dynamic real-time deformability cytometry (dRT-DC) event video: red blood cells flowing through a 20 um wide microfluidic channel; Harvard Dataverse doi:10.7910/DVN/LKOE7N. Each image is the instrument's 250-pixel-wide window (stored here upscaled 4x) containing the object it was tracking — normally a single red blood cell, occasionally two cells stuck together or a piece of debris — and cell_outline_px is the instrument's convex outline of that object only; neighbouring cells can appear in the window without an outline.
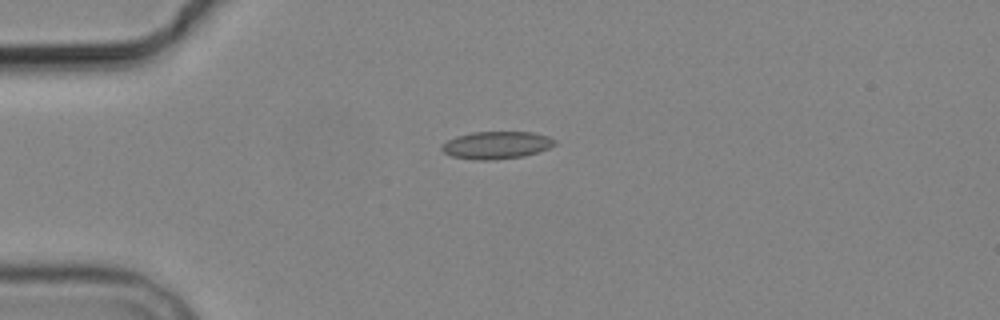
{"species": "common noctule bat (a hibernating species)", "species_latin": "Nyctalus noctula", "temperature_condition": "cold", "stored_images_in_passage": 2, "camera_frame_rate_fps": 3000, "um_per_image_px": 0.085, "animal": {"sex": "male", "body_mass_g": 19.2, "forearm_length_mm": 51.8}, "frame": {"image": 1, "passage_image": 1, "time_ms": 0.0, "image_size_px": [1000, 320], "cell_outline_px": [[556, 144], [548, 148], [524, 156], [492, 160], [476, 160], [452, 156], [444, 152], [440, 148], [440, 144], [456, 136], [472, 132], [532, 132], [548, 136], [556, 140]], "centroid_in_image_um": [42.18, 12.33], "position_along_channel_um": 42.8, "area_um2": 18.09}}
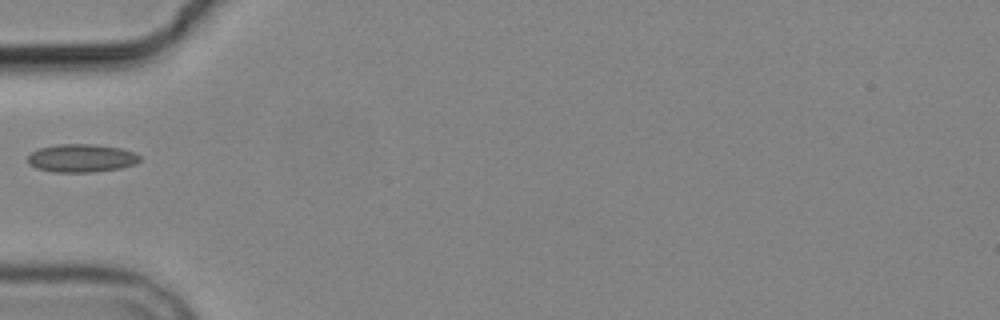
{"frame": {"image": 2, "passage_image": 2, "time_ms": 1.667, "image_size_px": [1000, 320], "cell_outline_px": [[140, 160], [136, 164], [120, 168], [96, 172], [52, 172], [36, 168], [28, 164], [28, 156], [32, 152], [40, 148], [56, 144], [96, 144], [120, 148], [132, 152], [140, 156]], "centroid_in_image_um": [6.91, 13.45], "position_along_channel_um": 78.1, "area_um2": 18.44}}